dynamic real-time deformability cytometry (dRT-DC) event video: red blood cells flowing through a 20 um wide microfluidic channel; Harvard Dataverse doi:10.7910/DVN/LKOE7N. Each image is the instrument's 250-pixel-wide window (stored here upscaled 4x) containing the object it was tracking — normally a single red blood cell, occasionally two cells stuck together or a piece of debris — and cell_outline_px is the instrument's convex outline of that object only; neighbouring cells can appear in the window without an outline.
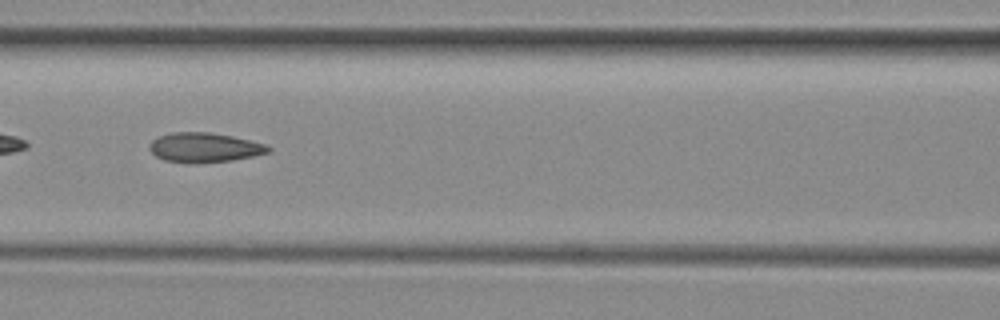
{"species": "common noctule bat (a hibernating species)", "species_latin": "Nyctalus noctula", "temperature_condition": "room temperature", "stored_images_in_passage": 18, "camera_frame_rate_fps": 3000, "um_per_image_px": 0.085, "animal": {"sex": "female", "body_mass_g": 29.2, "forearm_length_mm": 56.3}, "frame": {"image": 1, "passage_image": 8, "time_ms": 2.333, "image_size_px": [1000, 320], "cell_outline_px": [[272, 148], [268, 152], [252, 156], [232, 160], [164, 160], [156, 156], [148, 148], [148, 144], [152, 140], [160, 136], [172, 132], [208, 132], [232, 136], [264, 144]], "centroid_in_image_um": [17.36, 12.48], "position_along_channel_um": 149.2, "area_um2": 19.42}}
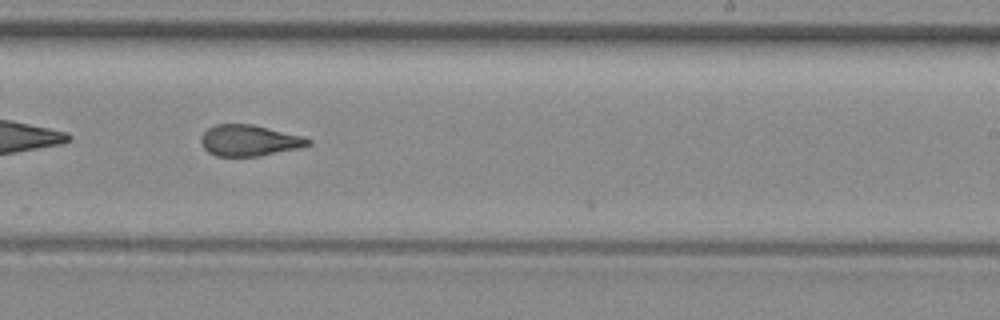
{"frame": {"image": 2, "passage_image": 17, "time_ms": 5.333, "image_size_px": [1000, 320], "cell_outline_px": [[312, 144], [296, 148], [260, 156], [216, 156], [208, 152], [204, 148], [200, 140], [200, 136], [208, 128], [216, 124], [252, 124], [304, 136], [312, 140]], "centroid_in_image_um": [21.17, 11.93], "position_along_channel_um": 267.8, "area_um2": 19.42}}